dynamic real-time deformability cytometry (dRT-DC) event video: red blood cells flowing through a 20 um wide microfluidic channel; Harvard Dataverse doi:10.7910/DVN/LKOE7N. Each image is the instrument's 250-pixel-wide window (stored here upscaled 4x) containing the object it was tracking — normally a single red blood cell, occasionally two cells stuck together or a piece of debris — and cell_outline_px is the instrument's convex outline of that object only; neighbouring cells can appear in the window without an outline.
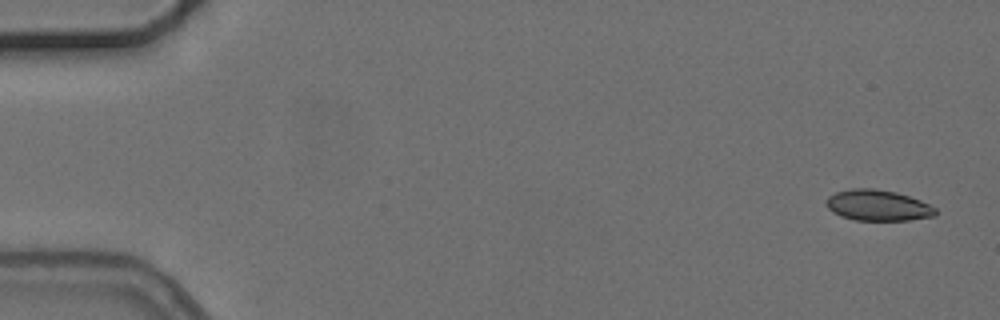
{"species": "common noctule bat (a hibernating species)", "species_latin": "Nyctalus noctula", "temperature_condition": "cold", "stored_images_in_passage": 5, "camera_frame_rate_fps": 3000, "um_per_image_px": 0.085, "animal": {"sex": "female", "body_mass_g": 24.6, "forearm_length_mm": 56.2}, "frame": {"image": 1, "passage_image": 1, "time_ms": 0.0, "image_size_px": [1000, 320], "cell_outline_px": [[936, 216], [908, 220], [856, 220], [840, 216], [832, 212], [824, 204], [824, 200], [828, 196], [836, 192], [852, 188], [872, 188], [896, 192], [920, 200], [936, 208]], "centroid_in_image_um": [74.58, 17.45], "position_along_channel_um": 10.4, "area_um2": 19.77}}
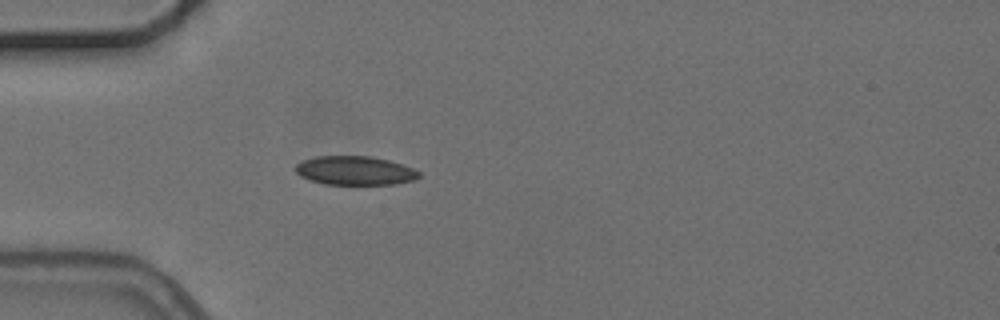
{"frame": {"image": 2, "passage_image": 5, "time_ms": 4.667, "image_size_px": [1000, 320], "cell_outline_px": [[420, 176], [412, 180], [396, 184], [324, 184], [300, 176], [296, 172], [296, 164], [304, 160], [316, 156], [372, 156], [404, 164], [420, 172]], "centroid_in_image_um": [30.19, 14.49], "position_along_channel_um": 54.8, "area_um2": 20.69}}